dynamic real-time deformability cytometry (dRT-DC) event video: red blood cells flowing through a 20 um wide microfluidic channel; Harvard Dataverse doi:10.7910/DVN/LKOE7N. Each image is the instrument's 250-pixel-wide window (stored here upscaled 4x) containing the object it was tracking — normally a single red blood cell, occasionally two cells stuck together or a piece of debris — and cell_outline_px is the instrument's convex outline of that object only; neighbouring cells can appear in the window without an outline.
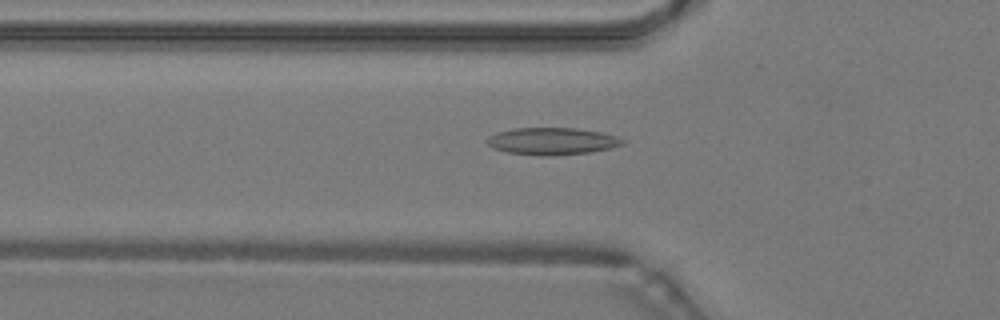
{"species": "common noctule bat (a hibernating species)", "species_latin": "Nyctalus noctula", "temperature_condition": "warm", "stored_images_in_passage": 43, "camera_frame_rate_fps": 3000, "um_per_image_px": 0.085, "animal": {"sex": "male", "body_mass_g": 19.2, "forearm_length_mm": 51.8}, "frame": {"image": 1, "passage_image": 11, "time_ms": 3.333, "image_size_px": [1000, 320], "cell_outline_px": [[624, 144], [592, 152], [552, 156], [540, 156], [504, 152], [492, 148], [484, 140], [488, 136], [496, 132], [516, 128], [576, 128], [600, 132], [616, 136], [624, 140]], "centroid_in_image_um": [46.87, 12.01], "position_along_channel_um": 78.9, "area_um2": 21.62}}
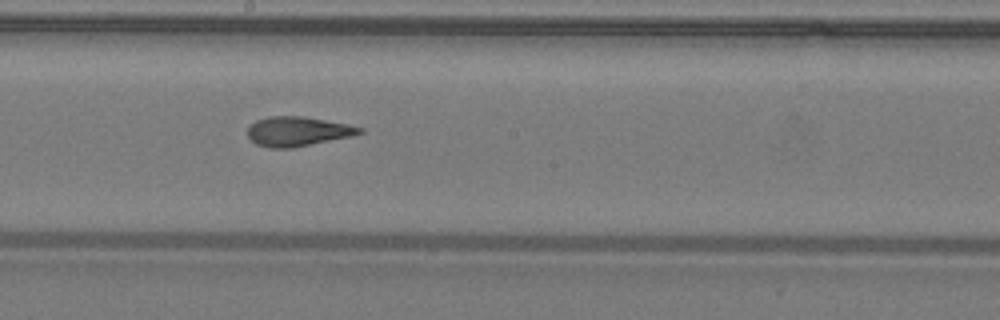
{"frame": {"image": 2, "passage_image": 21, "time_ms": 6.667, "image_size_px": [1000, 320], "cell_outline_px": [[364, 132], [352, 136], [292, 148], [268, 148], [256, 144], [248, 136], [248, 128], [256, 120], [268, 116], [304, 116], [348, 124], [364, 128]], "centroid_in_image_um": [25.32, 11.17], "position_along_channel_um": 222.9, "area_um2": 19.31}}
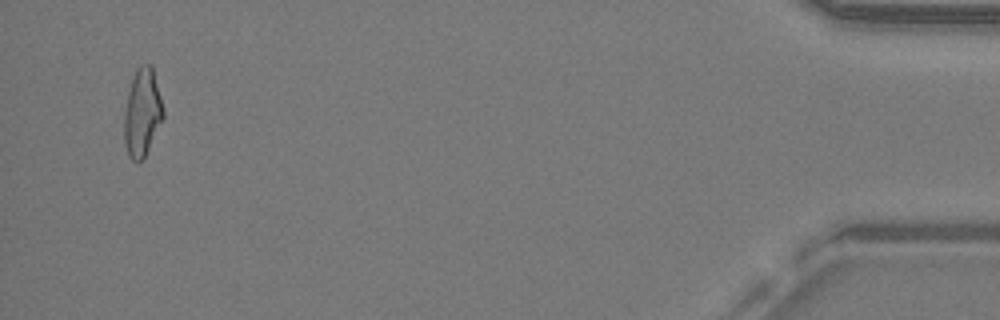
{"frame": {"image": 3, "passage_image": 41, "time_ms": 13.333, "image_size_px": [1000, 320], "cell_outline_px": [[164, 116], [144, 160], [136, 164], [128, 156], [124, 144], [124, 112], [128, 92], [132, 76], [136, 68], [140, 64], [152, 64], [164, 112]], "centroid_in_image_um": [12.07, 9.6], "position_along_channel_um": 423.1, "area_um2": 20.35}, "authors_computed_cell_mechanics": {"area_um2": 19.5942, "velocity_mm_per_s": 4.2812, "shape_relaxation_time_tau1_ms": null, "shape_relaxation_time_tau2_ms": 2.0519, "deformation_change_tau1": null, "deformation_change_tau2": 0.1161}}